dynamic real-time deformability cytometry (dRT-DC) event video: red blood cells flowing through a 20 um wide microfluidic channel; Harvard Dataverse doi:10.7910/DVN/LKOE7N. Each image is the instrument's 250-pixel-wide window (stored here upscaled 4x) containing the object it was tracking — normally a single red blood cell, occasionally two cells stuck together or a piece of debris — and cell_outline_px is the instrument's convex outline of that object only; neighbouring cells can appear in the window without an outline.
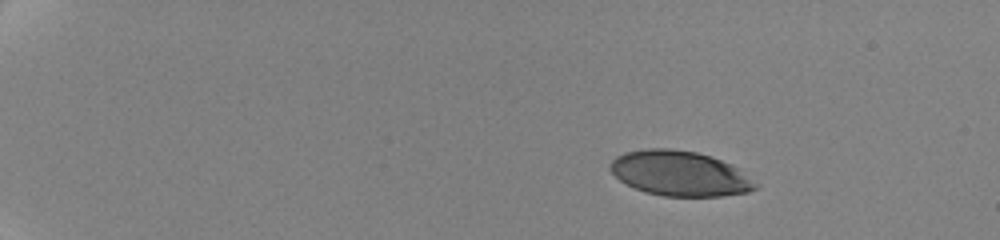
{"species": "human", "species_latin": "Homo sapiens", "temperature_condition": "cold", "stored_images_in_passage": 14, "camera_frame_rate_fps": 3000, "um_per_image_px": 0.085, "donor": {"sex": "female"}, "frame": {"image": 1, "passage_image": 1, "time_ms": 0.0, "image_size_px": [1000, 240], "cell_outline_px": [[760, 184], [756, 188], [748, 192], [720, 196], [664, 196], [644, 192], [620, 180], [608, 168], [608, 164], [616, 156], [624, 152], [644, 148], [672, 148], [696, 152], [712, 156], [732, 164], [740, 168]], "centroid_in_image_um": [57.81, 14.73], "position_along_channel_um": 27.2, "area_um2": 38.55}}
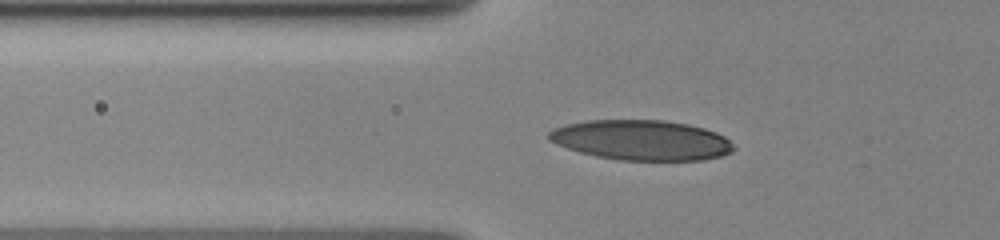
{"frame": {"image": 2, "passage_image": 12, "time_ms": 4.667, "image_size_px": [1000, 240], "cell_outline_px": [[736, 148], [732, 152], [720, 156], [704, 160], [620, 160], [596, 156], [580, 152], [556, 144], [548, 140], [548, 132], [552, 128], [564, 124], [588, 120], [664, 120], [688, 124], [704, 128], [716, 132], [724, 136]], "centroid_in_image_um": [54.5, 11.9], "position_along_channel_um": 71.3, "area_um2": 43.35}}
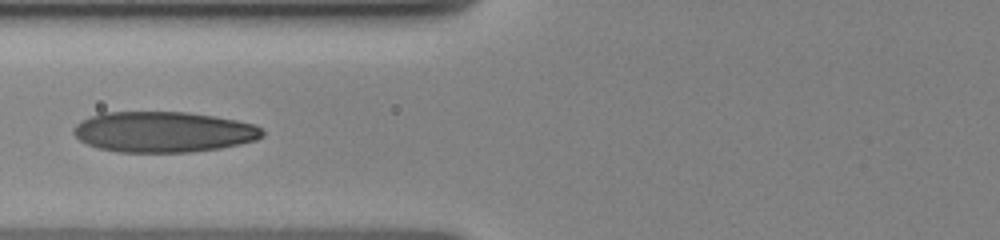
{"frame": {"image": 3, "passage_image": 14, "time_ms": 6.0, "image_size_px": [1000, 240], "cell_outline_px": [[264, 136], [256, 140], [240, 144], [220, 148], [188, 152], [116, 152], [96, 148], [80, 140], [72, 132], [72, 128], [80, 120], [100, 112], [188, 112], [236, 120], [252, 124], [260, 128], [264, 132]], "centroid_in_image_um": [13.84, 11.21], "position_along_channel_um": 112.0, "area_um2": 44.91}}